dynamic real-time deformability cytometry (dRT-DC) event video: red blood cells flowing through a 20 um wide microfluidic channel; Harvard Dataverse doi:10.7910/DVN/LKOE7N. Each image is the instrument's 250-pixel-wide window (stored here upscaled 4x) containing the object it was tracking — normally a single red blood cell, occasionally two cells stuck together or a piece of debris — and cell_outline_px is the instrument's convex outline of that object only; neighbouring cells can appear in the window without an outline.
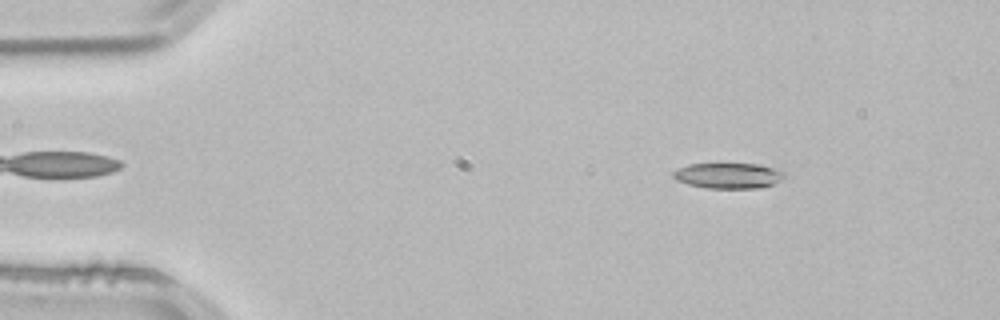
{"species": "common noctule bat (a hibernating species)", "species_latin": "Nyctalus noctula", "temperature_condition": "room temperature", "stored_images_in_passage": 48, "camera_frame_rate_fps": 3000, "um_per_image_px": 0.085, "animal": {"sex": "male", "body_mass_g": 21.5, "forearm_length_mm": 52.0}, "frame": {"image": 1, "passage_image": 3, "time_ms": 0.667, "image_size_px": [1000, 320], "cell_outline_px": [[784, 176], [780, 180], [772, 184], [760, 188], [708, 188], [688, 184], [676, 180], [672, 176], [672, 172], [688, 164], [760, 164], [784, 172]], "centroid_in_image_um": [61.88, 14.93], "position_along_channel_um": 23.1, "area_um2": 16.36}}
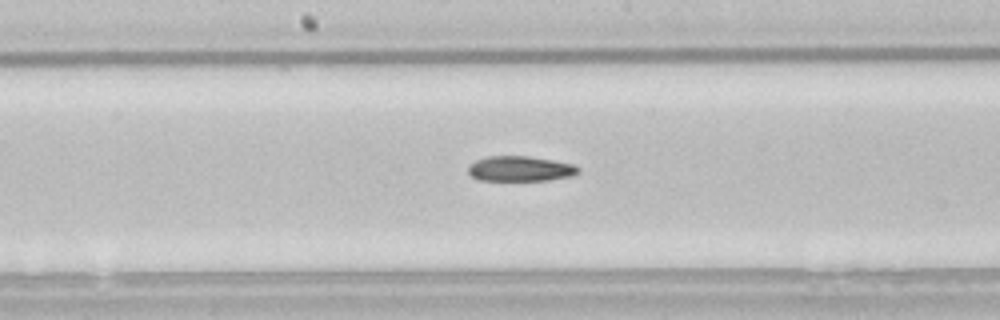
{"frame": {"image": 2, "passage_image": 23, "time_ms": 7.333, "image_size_px": [1000, 320], "cell_outline_px": [[580, 172], [572, 176], [548, 180], [480, 180], [472, 176], [468, 172], [468, 164], [476, 160], [488, 156], [528, 156], [576, 164], [580, 168]], "centroid_in_image_um": [44.24, 14.33], "position_along_channel_um": 204.0, "area_um2": 16.24}}
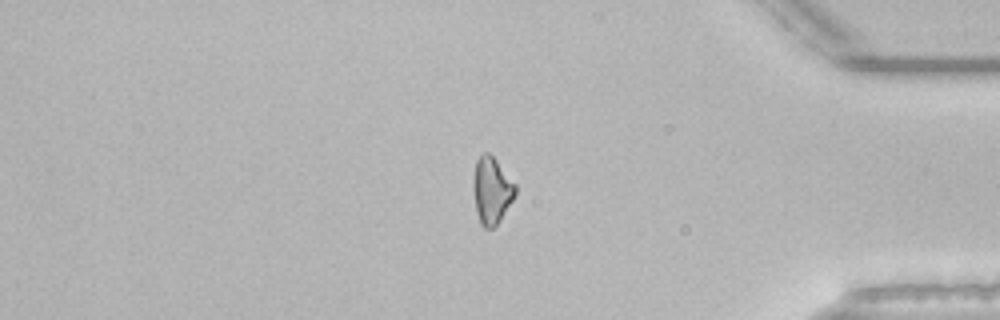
{"frame": {"image": 3, "passage_image": 40, "time_ms": 13.0, "image_size_px": [1000, 320], "cell_outline_px": [[516, 192], [512, 200], [500, 220], [492, 228], [484, 228], [480, 224], [476, 212], [472, 188], [472, 180], [476, 160], [484, 152], [488, 152], [496, 160], [516, 184]], "centroid_in_image_um": [41.76, 16.18], "position_along_channel_um": 393.4, "area_um2": 16.42}, "authors_computed_cell_mechanics": {"area_um2": 16.5308, "velocity_mm_per_s": 3.8451, "shape_relaxation_time_tau1_ms": 8.923, "shape_relaxation_time_tau2_ms": null, "deformation_change_tau1": 0.1722, "deformation_change_tau2": null}}